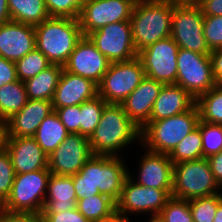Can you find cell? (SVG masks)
Here are the masks:
<instances>
[{"label": "cell", "mask_w": 222, "mask_h": 222, "mask_svg": "<svg viewBox=\"0 0 222 222\" xmlns=\"http://www.w3.org/2000/svg\"><path fill=\"white\" fill-rule=\"evenodd\" d=\"M124 157L93 155L75 175H72L77 200L102 194L115 203L129 175ZM127 164V166H126Z\"/></svg>", "instance_id": "6da1fadb"}, {"label": "cell", "mask_w": 222, "mask_h": 222, "mask_svg": "<svg viewBox=\"0 0 222 222\" xmlns=\"http://www.w3.org/2000/svg\"><path fill=\"white\" fill-rule=\"evenodd\" d=\"M135 142H138L136 145L141 144V130L130 120L121 104L107 103L98 126L89 138L92 154L123 157L124 148L128 149Z\"/></svg>", "instance_id": "7a4b0ae2"}, {"label": "cell", "mask_w": 222, "mask_h": 222, "mask_svg": "<svg viewBox=\"0 0 222 222\" xmlns=\"http://www.w3.org/2000/svg\"><path fill=\"white\" fill-rule=\"evenodd\" d=\"M173 4L156 0H137L130 18L135 50L170 37Z\"/></svg>", "instance_id": "3957f363"}, {"label": "cell", "mask_w": 222, "mask_h": 222, "mask_svg": "<svg viewBox=\"0 0 222 222\" xmlns=\"http://www.w3.org/2000/svg\"><path fill=\"white\" fill-rule=\"evenodd\" d=\"M34 27L36 48L51 64L62 66L84 36L79 19L49 17Z\"/></svg>", "instance_id": "277c9868"}, {"label": "cell", "mask_w": 222, "mask_h": 222, "mask_svg": "<svg viewBox=\"0 0 222 222\" xmlns=\"http://www.w3.org/2000/svg\"><path fill=\"white\" fill-rule=\"evenodd\" d=\"M195 104L190 110L158 121H149L141 130V145L149 151L170 154L199 122Z\"/></svg>", "instance_id": "5b68a950"}, {"label": "cell", "mask_w": 222, "mask_h": 222, "mask_svg": "<svg viewBox=\"0 0 222 222\" xmlns=\"http://www.w3.org/2000/svg\"><path fill=\"white\" fill-rule=\"evenodd\" d=\"M221 192L207 158L173 164L172 197L191 200Z\"/></svg>", "instance_id": "8992f818"}, {"label": "cell", "mask_w": 222, "mask_h": 222, "mask_svg": "<svg viewBox=\"0 0 222 222\" xmlns=\"http://www.w3.org/2000/svg\"><path fill=\"white\" fill-rule=\"evenodd\" d=\"M50 175L49 168L16 174L11 193L0 209L8 213L42 214Z\"/></svg>", "instance_id": "52a82bcc"}, {"label": "cell", "mask_w": 222, "mask_h": 222, "mask_svg": "<svg viewBox=\"0 0 222 222\" xmlns=\"http://www.w3.org/2000/svg\"><path fill=\"white\" fill-rule=\"evenodd\" d=\"M171 197L172 190L148 188L137 184L128 176L116 201V215L128 218L132 214L145 215L147 218L158 216Z\"/></svg>", "instance_id": "ba28073f"}, {"label": "cell", "mask_w": 222, "mask_h": 222, "mask_svg": "<svg viewBox=\"0 0 222 222\" xmlns=\"http://www.w3.org/2000/svg\"><path fill=\"white\" fill-rule=\"evenodd\" d=\"M203 26L204 15L198 4H173L170 36L179 48L210 55Z\"/></svg>", "instance_id": "9c48e42d"}, {"label": "cell", "mask_w": 222, "mask_h": 222, "mask_svg": "<svg viewBox=\"0 0 222 222\" xmlns=\"http://www.w3.org/2000/svg\"><path fill=\"white\" fill-rule=\"evenodd\" d=\"M141 60L110 63L98 86V96L106 103L120 104L145 78Z\"/></svg>", "instance_id": "30bf717a"}, {"label": "cell", "mask_w": 222, "mask_h": 222, "mask_svg": "<svg viewBox=\"0 0 222 222\" xmlns=\"http://www.w3.org/2000/svg\"><path fill=\"white\" fill-rule=\"evenodd\" d=\"M216 84L210 55L179 48L176 85L183 87L196 100Z\"/></svg>", "instance_id": "8fae6325"}, {"label": "cell", "mask_w": 222, "mask_h": 222, "mask_svg": "<svg viewBox=\"0 0 222 222\" xmlns=\"http://www.w3.org/2000/svg\"><path fill=\"white\" fill-rule=\"evenodd\" d=\"M110 63L130 61L138 57L130 21L103 26L87 35Z\"/></svg>", "instance_id": "7c38bea8"}, {"label": "cell", "mask_w": 222, "mask_h": 222, "mask_svg": "<svg viewBox=\"0 0 222 222\" xmlns=\"http://www.w3.org/2000/svg\"><path fill=\"white\" fill-rule=\"evenodd\" d=\"M178 45L170 36L138 52L145 75L164 85L176 84Z\"/></svg>", "instance_id": "4fadbf2b"}, {"label": "cell", "mask_w": 222, "mask_h": 222, "mask_svg": "<svg viewBox=\"0 0 222 222\" xmlns=\"http://www.w3.org/2000/svg\"><path fill=\"white\" fill-rule=\"evenodd\" d=\"M137 0H85L79 16L84 36L119 21H130Z\"/></svg>", "instance_id": "5bb4252c"}, {"label": "cell", "mask_w": 222, "mask_h": 222, "mask_svg": "<svg viewBox=\"0 0 222 222\" xmlns=\"http://www.w3.org/2000/svg\"><path fill=\"white\" fill-rule=\"evenodd\" d=\"M92 156L89 138L81 134H69L48 156V168L51 174L72 176Z\"/></svg>", "instance_id": "9a60e30c"}, {"label": "cell", "mask_w": 222, "mask_h": 222, "mask_svg": "<svg viewBox=\"0 0 222 222\" xmlns=\"http://www.w3.org/2000/svg\"><path fill=\"white\" fill-rule=\"evenodd\" d=\"M140 147L145 152L140 156V161L138 160V170L134 172L138 174L135 175L129 169L128 176L137 184L148 188L172 190L173 162L170 160L169 155L149 151L144 147L142 148L141 144L138 148Z\"/></svg>", "instance_id": "2e32d148"}, {"label": "cell", "mask_w": 222, "mask_h": 222, "mask_svg": "<svg viewBox=\"0 0 222 222\" xmlns=\"http://www.w3.org/2000/svg\"><path fill=\"white\" fill-rule=\"evenodd\" d=\"M109 64L108 59L92 41L87 36H83L63 65V69L88 78L98 85L107 72Z\"/></svg>", "instance_id": "e0dca14e"}, {"label": "cell", "mask_w": 222, "mask_h": 222, "mask_svg": "<svg viewBox=\"0 0 222 222\" xmlns=\"http://www.w3.org/2000/svg\"><path fill=\"white\" fill-rule=\"evenodd\" d=\"M36 48L35 27L16 21L0 25V56L16 62Z\"/></svg>", "instance_id": "ac0fdd59"}, {"label": "cell", "mask_w": 222, "mask_h": 222, "mask_svg": "<svg viewBox=\"0 0 222 222\" xmlns=\"http://www.w3.org/2000/svg\"><path fill=\"white\" fill-rule=\"evenodd\" d=\"M4 148L16 174L48 168V156L33 137H5Z\"/></svg>", "instance_id": "d6986e66"}, {"label": "cell", "mask_w": 222, "mask_h": 222, "mask_svg": "<svg viewBox=\"0 0 222 222\" xmlns=\"http://www.w3.org/2000/svg\"><path fill=\"white\" fill-rule=\"evenodd\" d=\"M163 83L147 76L120 104L130 120L142 130L149 122L153 105Z\"/></svg>", "instance_id": "ffe728a7"}, {"label": "cell", "mask_w": 222, "mask_h": 222, "mask_svg": "<svg viewBox=\"0 0 222 222\" xmlns=\"http://www.w3.org/2000/svg\"><path fill=\"white\" fill-rule=\"evenodd\" d=\"M51 100L28 99L5 123V137H33L41 122L53 112Z\"/></svg>", "instance_id": "44dd1931"}, {"label": "cell", "mask_w": 222, "mask_h": 222, "mask_svg": "<svg viewBox=\"0 0 222 222\" xmlns=\"http://www.w3.org/2000/svg\"><path fill=\"white\" fill-rule=\"evenodd\" d=\"M98 96V86L92 80L63 69L52 99L53 108L80 105Z\"/></svg>", "instance_id": "7402d4cb"}, {"label": "cell", "mask_w": 222, "mask_h": 222, "mask_svg": "<svg viewBox=\"0 0 222 222\" xmlns=\"http://www.w3.org/2000/svg\"><path fill=\"white\" fill-rule=\"evenodd\" d=\"M196 100L183 87L163 85L152 108L149 121H158L190 110Z\"/></svg>", "instance_id": "603a6c76"}, {"label": "cell", "mask_w": 222, "mask_h": 222, "mask_svg": "<svg viewBox=\"0 0 222 222\" xmlns=\"http://www.w3.org/2000/svg\"><path fill=\"white\" fill-rule=\"evenodd\" d=\"M77 197L72 176L51 174L42 213H59L76 208Z\"/></svg>", "instance_id": "cb8c5ba5"}, {"label": "cell", "mask_w": 222, "mask_h": 222, "mask_svg": "<svg viewBox=\"0 0 222 222\" xmlns=\"http://www.w3.org/2000/svg\"><path fill=\"white\" fill-rule=\"evenodd\" d=\"M63 66L51 64L24 82L28 99L51 100L54 97Z\"/></svg>", "instance_id": "d4e9b609"}, {"label": "cell", "mask_w": 222, "mask_h": 222, "mask_svg": "<svg viewBox=\"0 0 222 222\" xmlns=\"http://www.w3.org/2000/svg\"><path fill=\"white\" fill-rule=\"evenodd\" d=\"M69 135L56 112H51L40 124L33 138L49 156Z\"/></svg>", "instance_id": "484cf974"}, {"label": "cell", "mask_w": 222, "mask_h": 222, "mask_svg": "<svg viewBox=\"0 0 222 222\" xmlns=\"http://www.w3.org/2000/svg\"><path fill=\"white\" fill-rule=\"evenodd\" d=\"M12 21L37 25L49 18L45 0H7Z\"/></svg>", "instance_id": "4316f807"}, {"label": "cell", "mask_w": 222, "mask_h": 222, "mask_svg": "<svg viewBox=\"0 0 222 222\" xmlns=\"http://www.w3.org/2000/svg\"><path fill=\"white\" fill-rule=\"evenodd\" d=\"M76 208L91 222H106L116 215V203L102 194L77 200Z\"/></svg>", "instance_id": "83f0119b"}, {"label": "cell", "mask_w": 222, "mask_h": 222, "mask_svg": "<svg viewBox=\"0 0 222 222\" xmlns=\"http://www.w3.org/2000/svg\"><path fill=\"white\" fill-rule=\"evenodd\" d=\"M28 101L24 82L4 84L0 87V121L5 122L14 113L20 111Z\"/></svg>", "instance_id": "f1b7e54d"}, {"label": "cell", "mask_w": 222, "mask_h": 222, "mask_svg": "<svg viewBox=\"0 0 222 222\" xmlns=\"http://www.w3.org/2000/svg\"><path fill=\"white\" fill-rule=\"evenodd\" d=\"M201 121L222 125V84H216L196 99Z\"/></svg>", "instance_id": "f546056e"}, {"label": "cell", "mask_w": 222, "mask_h": 222, "mask_svg": "<svg viewBox=\"0 0 222 222\" xmlns=\"http://www.w3.org/2000/svg\"><path fill=\"white\" fill-rule=\"evenodd\" d=\"M173 164L183 161H192L203 158L202 136L197 126L169 154Z\"/></svg>", "instance_id": "4dcf8cb0"}, {"label": "cell", "mask_w": 222, "mask_h": 222, "mask_svg": "<svg viewBox=\"0 0 222 222\" xmlns=\"http://www.w3.org/2000/svg\"><path fill=\"white\" fill-rule=\"evenodd\" d=\"M106 104L100 96L80 104V134L82 136L90 138L99 124Z\"/></svg>", "instance_id": "1f68e13d"}, {"label": "cell", "mask_w": 222, "mask_h": 222, "mask_svg": "<svg viewBox=\"0 0 222 222\" xmlns=\"http://www.w3.org/2000/svg\"><path fill=\"white\" fill-rule=\"evenodd\" d=\"M47 57L37 48L15 62L17 78L22 82L27 81L50 66Z\"/></svg>", "instance_id": "d6a6232c"}, {"label": "cell", "mask_w": 222, "mask_h": 222, "mask_svg": "<svg viewBox=\"0 0 222 222\" xmlns=\"http://www.w3.org/2000/svg\"><path fill=\"white\" fill-rule=\"evenodd\" d=\"M221 201L222 192L189 200L193 222H213L218 205Z\"/></svg>", "instance_id": "836d02e7"}, {"label": "cell", "mask_w": 222, "mask_h": 222, "mask_svg": "<svg viewBox=\"0 0 222 222\" xmlns=\"http://www.w3.org/2000/svg\"><path fill=\"white\" fill-rule=\"evenodd\" d=\"M202 136L203 158L217 154L222 150V125L198 122Z\"/></svg>", "instance_id": "e575fe53"}, {"label": "cell", "mask_w": 222, "mask_h": 222, "mask_svg": "<svg viewBox=\"0 0 222 222\" xmlns=\"http://www.w3.org/2000/svg\"><path fill=\"white\" fill-rule=\"evenodd\" d=\"M163 222H193L189 200L171 197L158 215Z\"/></svg>", "instance_id": "d590c367"}, {"label": "cell", "mask_w": 222, "mask_h": 222, "mask_svg": "<svg viewBox=\"0 0 222 222\" xmlns=\"http://www.w3.org/2000/svg\"><path fill=\"white\" fill-rule=\"evenodd\" d=\"M85 0H45L49 17L79 19Z\"/></svg>", "instance_id": "8d00e7d4"}, {"label": "cell", "mask_w": 222, "mask_h": 222, "mask_svg": "<svg viewBox=\"0 0 222 222\" xmlns=\"http://www.w3.org/2000/svg\"><path fill=\"white\" fill-rule=\"evenodd\" d=\"M16 176L9 153L3 148L0 151V207L8 199Z\"/></svg>", "instance_id": "74e56055"}, {"label": "cell", "mask_w": 222, "mask_h": 222, "mask_svg": "<svg viewBox=\"0 0 222 222\" xmlns=\"http://www.w3.org/2000/svg\"><path fill=\"white\" fill-rule=\"evenodd\" d=\"M203 34L211 51L222 48V15L204 16Z\"/></svg>", "instance_id": "f35d334b"}, {"label": "cell", "mask_w": 222, "mask_h": 222, "mask_svg": "<svg viewBox=\"0 0 222 222\" xmlns=\"http://www.w3.org/2000/svg\"><path fill=\"white\" fill-rule=\"evenodd\" d=\"M69 134H80V105L53 108Z\"/></svg>", "instance_id": "ab89813d"}, {"label": "cell", "mask_w": 222, "mask_h": 222, "mask_svg": "<svg viewBox=\"0 0 222 222\" xmlns=\"http://www.w3.org/2000/svg\"><path fill=\"white\" fill-rule=\"evenodd\" d=\"M44 222H91L86 219L77 208L59 213H42Z\"/></svg>", "instance_id": "60d3db41"}, {"label": "cell", "mask_w": 222, "mask_h": 222, "mask_svg": "<svg viewBox=\"0 0 222 222\" xmlns=\"http://www.w3.org/2000/svg\"><path fill=\"white\" fill-rule=\"evenodd\" d=\"M15 62L0 56V87L4 84L17 81Z\"/></svg>", "instance_id": "b9f144b4"}, {"label": "cell", "mask_w": 222, "mask_h": 222, "mask_svg": "<svg viewBox=\"0 0 222 222\" xmlns=\"http://www.w3.org/2000/svg\"><path fill=\"white\" fill-rule=\"evenodd\" d=\"M0 222H44L42 214L8 213L0 209Z\"/></svg>", "instance_id": "7bdbcfd3"}, {"label": "cell", "mask_w": 222, "mask_h": 222, "mask_svg": "<svg viewBox=\"0 0 222 222\" xmlns=\"http://www.w3.org/2000/svg\"><path fill=\"white\" fill-rule=\"evenodd\" d=\"M210 59L213 78L217 84H222V48L212 50Z\"/></svg>", "instance_id": "ee69618b"}, {"label": "cell", "mask_w": 222, "mask_h": 222, "mask_svg": "<svg viewBox=\"0 0 222 222\" xmlns=\"http://www.w3.org/2000/svg\"><path fill=\"white\" fill-rule=\"evenodd\" d=\"M198 5L204 16L222 15V0H199Z\"/></svg>", "instance_id": "f6af8a7d"}, {"label": "cell", "mask_w": 222, "mask_h": 222, "mask_svg": "<svg viewBox=\"0 0 222 222\" xmlns=\"http://www.w3.org/2000/svg\"><path fill=\"white\" fill-rule=\"evenodd\" d=\"M207 160L216 181L222 187V150L217 154L211 155Z\"/></svg>", "instance_id": "bcb514c9"}, {"label": "cell", "mask_w": 222, "mask_h": 222, "mask_svg": "<svg viewBox=\"0 0 222 222\" xmlns=\"http://www.w3.org/2000/svg\"><path fill=\"white\" fill-rule=\"evenodd\" d=\"M10 20L11 18L8 10V1L0 0V25Z\"/></svg>", "instance_id": "7dc6e473"}, {"label": "cell", "mask_w": 222, "mask_h": 222, "mask_svg": "<svg viewBox=\"0 0 222 222\" xmlns=\"http://www.w3.org/2000/svg\"><path fill=\"white\" fill-rule=\"evenodd\" d=\"M159 2L171 3L174 5L198 4L199 0H156Z\"/></svg>", "instance_id": "c3c4849f"}, {"label": "cell", "mask_w": 222, "mask_h": 222, "mask_svg": "<svg viewBox=\"0 0 222 222\" xmlns=\"http://www.w3.org/2000/svg\"><path fill=\"white\" fill-rule=\"evenodd\" d=\"M5 136V123L0 121V151L4 148Z\"/></svg>", "instance_id": "681fc988"}, {"label": "cell", "mask_w": 222, "mask_h": 222, "mask_svg": "<svg viewBox=\"0 0 222 222\" xmlns=\"http://www.w3.org/2000/svg\"><path fill=\"white\" fill-rule=\"evenodd\" d=\"M213 222H222V201L218 205Z\"/></svg>", "instance_id": "f907efd6"}, {"label": "cell", "mask_w": 222, "mask_h": 222, "mask_svg": "<svg viewBox=\"0 0 222 222\" xmlns=\"http://www.w3.org/2000/svg\"><path fill=\"white\" fill-rule=\"evenodd\" d=\"M132 220H130V218L128 217H122L119 215H115L112 219H109L106 222H131Z\"/></svg>", "instance_id": "816d5d0a"}, {"label": "cell", "mask_w": 222, "mask_h": 222, "mask_svg": "<svg viewBox=\"0 0 222 222\" xmlns=\"http://www.w3.org/2000/svg\"><path fill=\"white\" fill-rule=\"evenodd\" d=\"M147 221L148 222H163L159 216H150Z\"/></svg>", "instance_id": "f5cc1de1"}]
</instances>
